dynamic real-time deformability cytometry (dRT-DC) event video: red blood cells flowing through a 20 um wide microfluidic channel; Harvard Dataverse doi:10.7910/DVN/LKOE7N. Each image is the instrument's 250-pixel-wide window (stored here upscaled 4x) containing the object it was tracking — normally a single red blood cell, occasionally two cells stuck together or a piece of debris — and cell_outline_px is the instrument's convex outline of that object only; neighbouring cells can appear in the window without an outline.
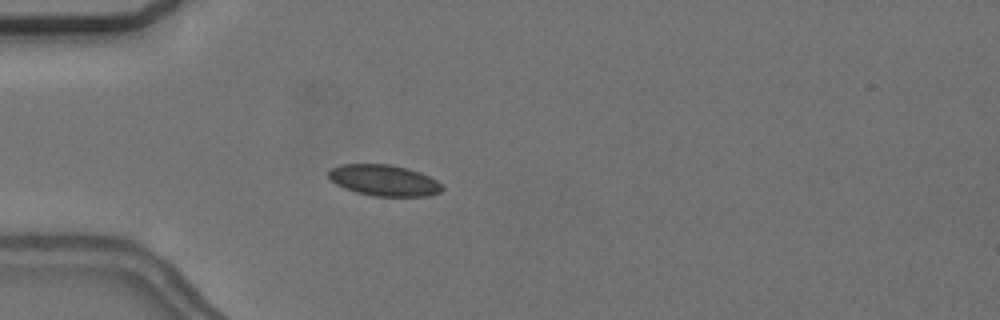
{"species": "common noctule bat (a hibernating species)", "species_latin": "Nyctalus noctula", "temperature_condition": "cold", "stored_images_in_passage": 44, "camera_frame_rate_fps": 3000, "um_per_image_px": 0.085, "animal": {"sex": "female", "body_mass_g": 24.6, "forearm_length_mm": 56.2}, "frame": {"image": 1, "passage_image": 4, "time_ms": 1.0, "image_size_px": [1000, 320], "cell_outline_px": [[444, 188], [440, 192], [428, 196], [372, 196], [356, 192], [344, 188], [336, 184], [328, 176], [328, 172], [332, 168], [340, 164], [388, 164], [408, 168], [420, 172], [444, 184]], "centroid_in_image_um": [32.66, 15.33], "position_along_channel_um": 52.3, "area_um2": 20.69}}
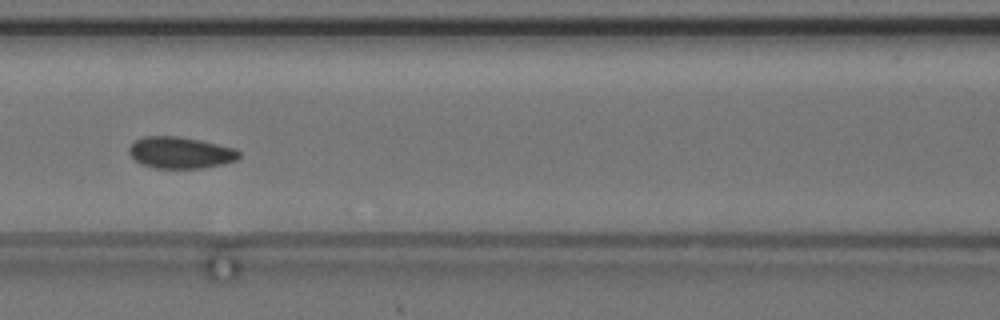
{"frame": {"image": 2, "passage_image": 13, "time_ms": 4.0, "image_size_px": [1000, 320], "cell_outline_px": [[240, 156], [236, 160], [224, 164], [200, 168], [156, 168], [144, 164], [136, 160], [128, 152], [128, 148], [136, 140], [144, 136], [176, 136], [200, 140], [236, 148], [240, 152]], "centroid_in_image_um": [15.37, 12.97], "position_along_channel_um": 151.2, "area_um2": 20.11}}
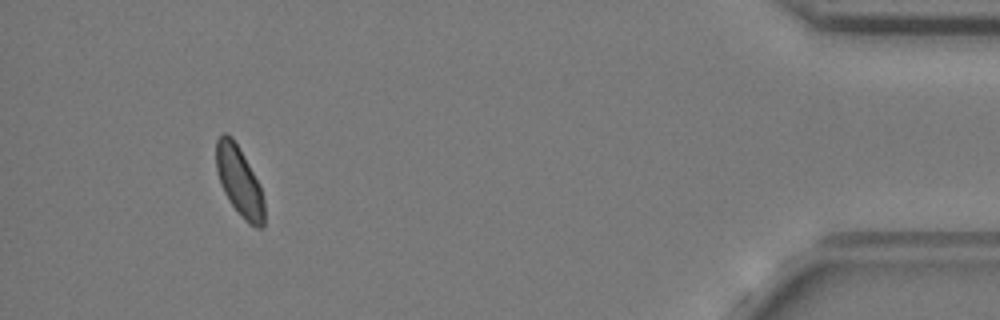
{"frame": {"image": 3, "passage_image": 40, "time_ms": 13.0, "image_size_px": [1000, 320], "cell_outline_px": [[264, 228], [256, 228], [244, 220], [232, 204], [224, 192], [220, 184], [216, 172], [216, 140], [224, 132], [232, 136], [260, 184], [264, 200]], "centroid_in_image_um": [20.34, 15.42], "position_along_channel_um": 414.9, "area_um2": 19.48}}